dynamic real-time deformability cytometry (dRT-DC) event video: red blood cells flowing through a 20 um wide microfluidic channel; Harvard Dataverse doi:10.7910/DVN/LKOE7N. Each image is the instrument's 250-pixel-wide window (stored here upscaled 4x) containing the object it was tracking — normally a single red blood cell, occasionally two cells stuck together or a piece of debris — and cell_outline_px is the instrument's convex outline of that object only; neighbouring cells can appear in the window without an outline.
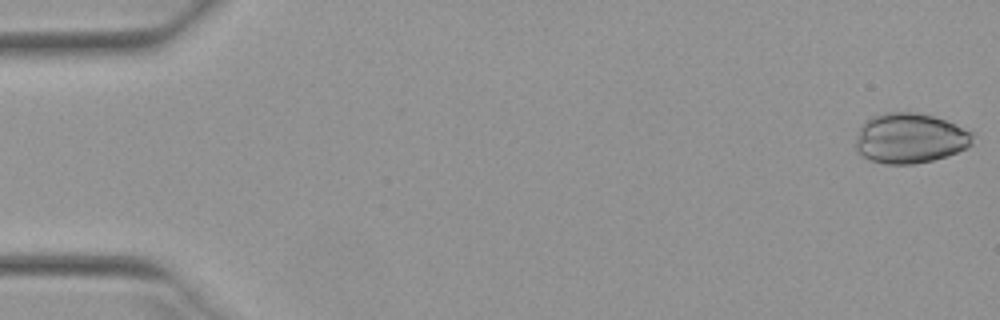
{"species": "Egyptian fruit bat (a non-hibernating species)", "species_latin": "Rousettus aegyptiacus", "temperature_condition": "warm", "stored_images_in_passage": 51, "camera_frame_rate_fps": 3000, "um_per_image_px": 0.085, "animal": {"sex": "female"}, "frame": {"image": 1, "passage_image": 1, "time_ms": 0.0, "image_size_px": [1000, 320], "cell_outline_px": [[976, 132], [972, 144], [968, 148], [932, 160], [912, 164], [884, 164], [868, 160], [856, 152], [856, 140], [860, 124], [872, 116], [884, 112], [916, 112], [932, 116], [944, 120]], "centroid_in_image_um": [77.34, 11.75], "position_along_channel_um": 7.7, "area_um2": 34.56}}
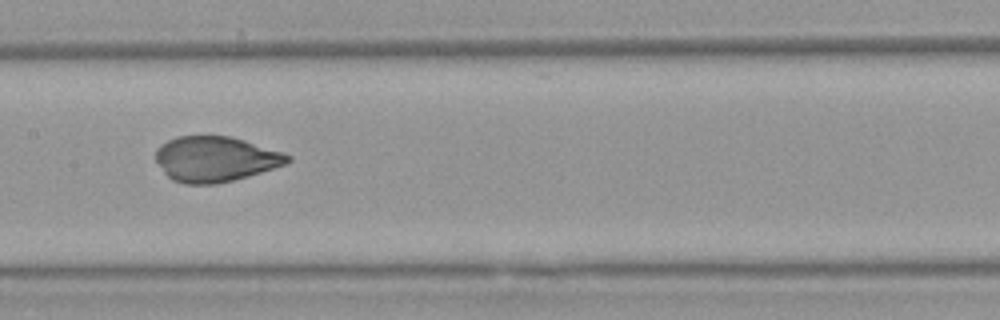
{"frame": {"image": 2, "passage_image": 26, "time_ms": 8.333, "image_size_px": [1000, 320], "cell_outline_px": [[292, 160], [284, 164], [248, 176], [216, 184], [184, 184], [172, 180], [164, 172], [156, 160], [156, 148], [160, 144], [176, 136], [228, 136], [244, 140], [284, 152], [292, 156]], "centroid_in_image_um": [18.29, 13.51], "position_along_channel_um": 189.1, "area_um2": 34.74}}
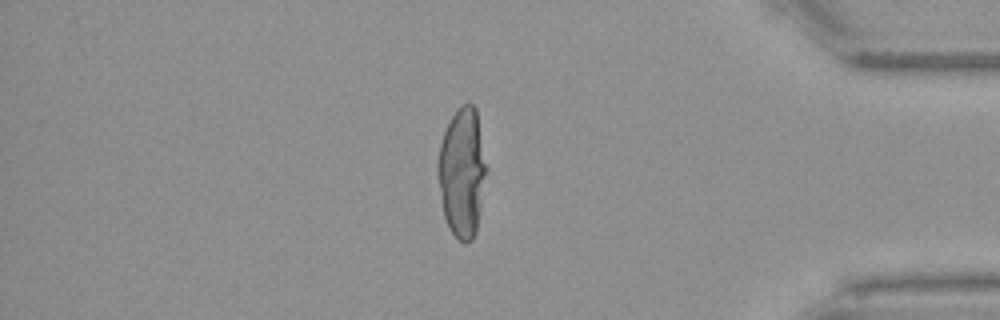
{"frame": {"image": 3, "passage_image": 44, "time_ms": 14.333, "image_size_px": [1000, 320], "cell_outline_px": [[488, 172], [476, 232], [472, 240], [460, 240], [452, 232], [444, 216], [436, 176], [436, 164], [440, 144], [444, 132], [456, 108], [460, 104], [468, 100], [476, 108], [488, 168]], "centroid_in_image_um": [39.29, 14.59], "position_along_channel_um": 395.9, "area_um2": 37.28}}